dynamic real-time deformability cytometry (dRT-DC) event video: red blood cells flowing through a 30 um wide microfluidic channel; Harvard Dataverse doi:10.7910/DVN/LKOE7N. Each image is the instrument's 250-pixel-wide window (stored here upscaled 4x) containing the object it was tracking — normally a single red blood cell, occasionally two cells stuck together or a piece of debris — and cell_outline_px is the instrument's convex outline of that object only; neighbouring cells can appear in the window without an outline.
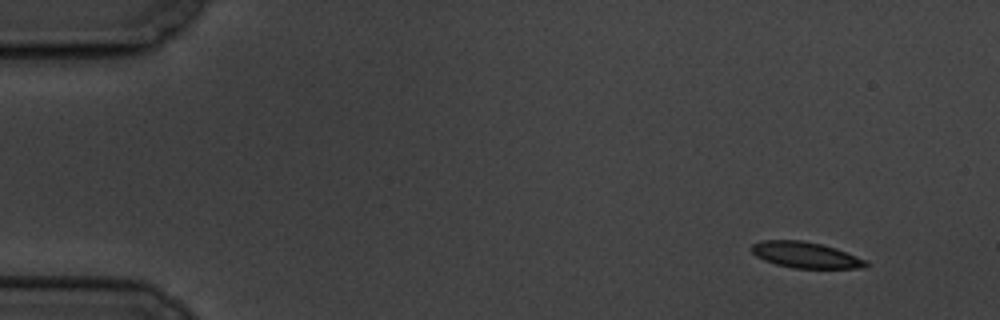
{"species": "common noctule bat (a hibernating species)", "species_latin": "Nyctalus noctula", "temperature_condition": "cold", "stored_images_in_passage": 7, "camera_frame_rate_fps": 3000, "um_per_image_px": 0.085, "animal": {"sex": "male", "body_mass_g": 19.5, "forearm_length_mm": 54.6}, "frame": {"image": 1, "passage_image": 1, "time_ms": 0.0, "image_size_px": [1000, 320], "cell_outline_px": [[868, 268], [792, 268], [776, 264], [764, 260], [756, 256], [752, 252], [752, 244], [760, 240], [800, 240], [820, 244], [836, 248], [868, 260]], "centroid_in_image_um": [68.5, 21.67], "position_along_channel_um": 16.5, "area_um2": 17.4}}
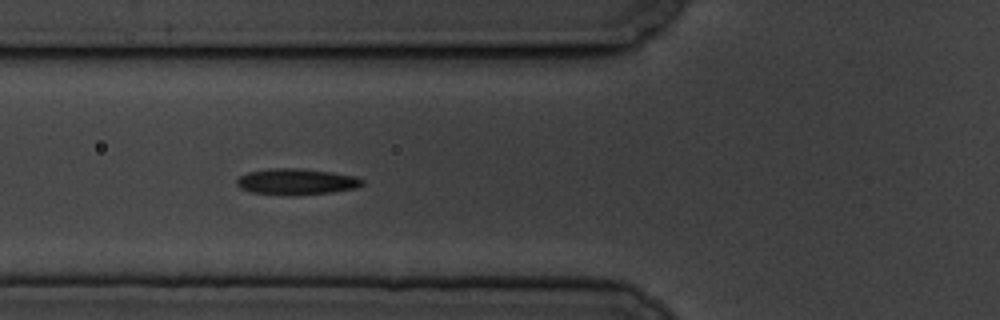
{"frame": {"image": 2, "passage_image": 6, "time_ms": 5.667, "image_size_px": [1000, 320], "cell_outline_px": [[364, 184], [356, 188], [332, 192], [252, 192], [240, 188], [236, 184], [236, 180], [240, 176], [248, 172], [272, 168], [296, 168], [332, 172], [356, 176], [364, 180]], "centroid_in_image_um": [25.23, 15.38], "position_along_channel_um": 100.6, "area_um2": 18.03}}
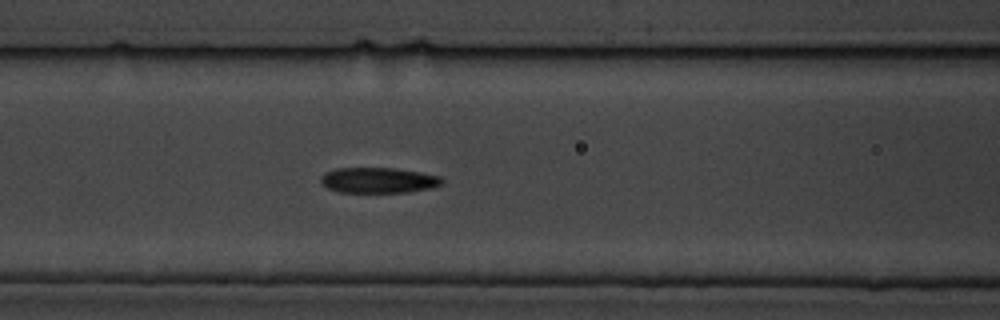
{"frame": {"image": 3, "passage_image": 7, "time_ms": 6.667, "image_size_px": [1000, 320], "cell_outline_px": [[444, 180], [440, 184], [432, 188], [408, 192], [340, 192], [328, 188], [320, 180], [320, 176], [324, 172], [336, 168], [396, 168], [420, 172], [440, 176]], "centroid_in_image_um": [32.16, 15.31], "position_along_channel_um": 134.4, "area_um2": 18.03}}